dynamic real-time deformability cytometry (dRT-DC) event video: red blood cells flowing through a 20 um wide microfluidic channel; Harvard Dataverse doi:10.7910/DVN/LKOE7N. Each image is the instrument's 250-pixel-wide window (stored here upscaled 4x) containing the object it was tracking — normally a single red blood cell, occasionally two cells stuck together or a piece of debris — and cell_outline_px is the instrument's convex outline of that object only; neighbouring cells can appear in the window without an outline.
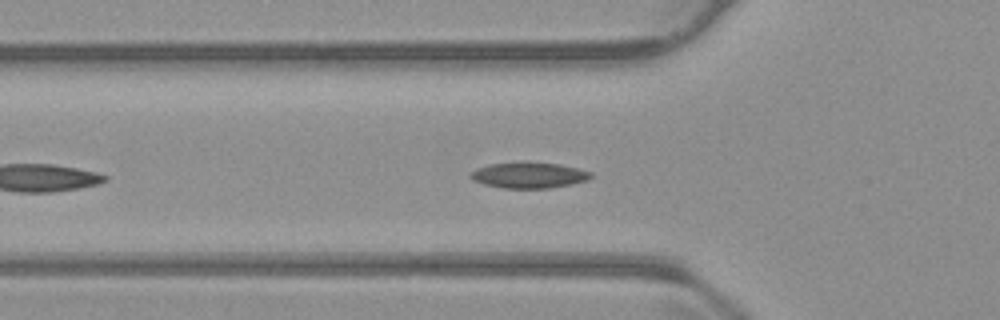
{"species": "common noctule bat (a hibernating species)", "species_latin": "Nyctalus noctula", "temperature_condition": "warm", "stored_images_in_passage": 45, "camera_frame_rate_fps": 3000, "um_per_image_px": 0.085, "animal": {"sex": "male", "body_mass_g": 23.1, "forearm_length_mm": 52.7}, "frame": {"image": 1, "passage_image": 8, "time_ms": 2.333, "image_size_px": [1000, 320], "cell_outline_px": [[592, 176], [588, 180], [572, 184], [548, 188], [504, 188], [484, 184], [472, 180], [468, 176], [476, 168], [488, 164], [560, 164], [592, 172]], "centroid_in_image_um": [44.95, 14.92], "position_along_channel_um": 80.8, "area_um2": 17.51}}
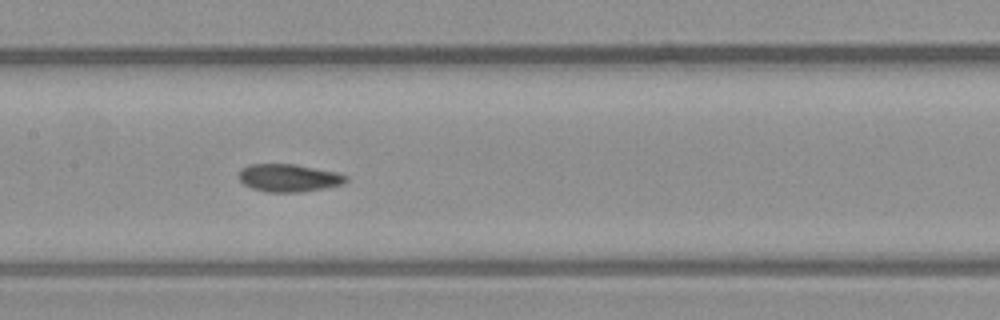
{"frame": {"image": 2, "passage_image": 16, "time_ms": 5.0, "image_size_px": [1000, 320], "cell_outline_px": [[348, 180], [344, 184], [324, 188], [300, 192], [268, 192], [252, 188], [244, 184], [240, 180], [240, 168], [248, 164], [296, 164], [336, 172], [348, 176]], "centroid_in_image_um": [24.56, 15.11], "position_along_channel_um": 182.8, "area_um2": 17.34}}
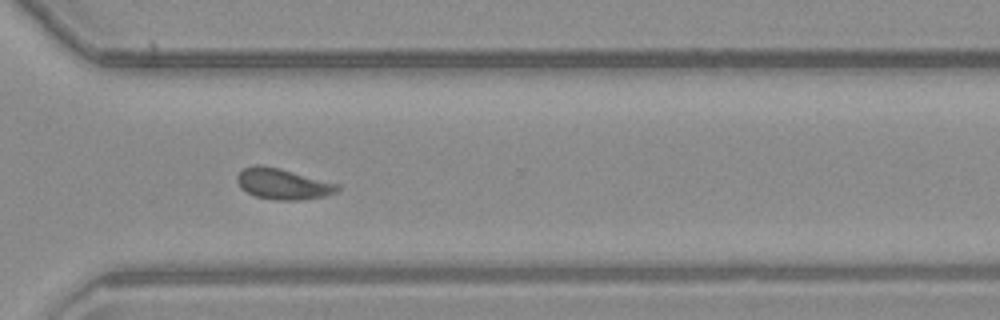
{"frame": {"image": 3, "passage_image": 29, "time_ms": 9.333, "image_size_px": [1000, 320], "cell_outline_px": [[340, 188], [336, 192], [324, 196], [300, 200], [276, 200], [256, 196], [240, 188], [236, 180], [236, 176], [244, 168], [256, 164], [264, 164], [280, 168], [340, 184]], "centroid_in_image_um": [24.04, 15.62], "position_along_channel_um": 346.6, "area_um2": 18.15}, "authors_computed_cell_mechanics": {"area_um2": 17.5134, "velocity_mm_per_s": 3.7863, "shape_relaxation_time_tau1_ms": 6.8677, "shape_relaxation_time_tau2_ms": 2.0765, "deformation_change_tau1": 0.1592, "deformation_change_tau2": 0.0716}}